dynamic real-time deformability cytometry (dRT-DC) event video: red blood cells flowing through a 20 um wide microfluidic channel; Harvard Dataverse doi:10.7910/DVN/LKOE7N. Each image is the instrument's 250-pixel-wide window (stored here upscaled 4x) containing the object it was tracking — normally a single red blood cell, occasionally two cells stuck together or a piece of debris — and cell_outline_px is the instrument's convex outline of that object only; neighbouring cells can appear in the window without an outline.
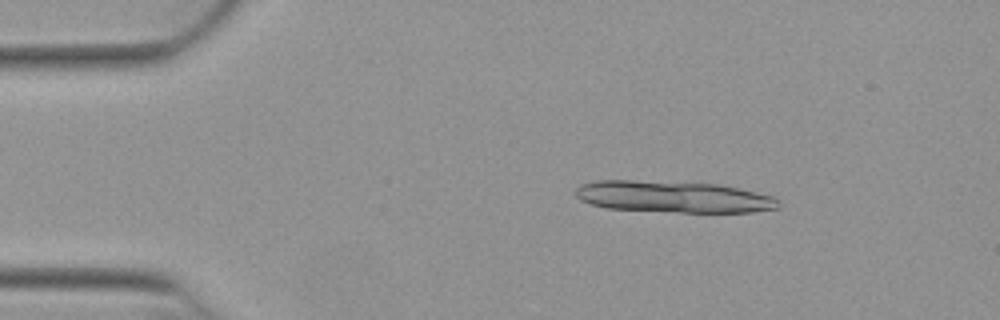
{"species": "Egyptian fruit bat (a non-hibernating species)", "species_latin": "Rousettus aegyptiacus", "temperature_condition": "warm", "stored_images_in_passage": 10, "camera_frame_rate_fps": 3000, "um_per_image_px": 0.085, "animal": {"sex": "female"}, "frame": {"image": 1, "passage_image": 4, "time_ms": 1.0, "image_size_px": [1000, 320], "cell_outline_px": [[780, 208], [752, 212], [676, 212], [604, 208], [580, 200], [576, 196], [576, 188], [580, 184], [596, 180], [632, 180], [720, 184], [772, 196], [780, 200]], "centroid_in_image_um": [57.23, 16.73], "position_along_channel_um": 27.8, "area_um2": 37.45}}